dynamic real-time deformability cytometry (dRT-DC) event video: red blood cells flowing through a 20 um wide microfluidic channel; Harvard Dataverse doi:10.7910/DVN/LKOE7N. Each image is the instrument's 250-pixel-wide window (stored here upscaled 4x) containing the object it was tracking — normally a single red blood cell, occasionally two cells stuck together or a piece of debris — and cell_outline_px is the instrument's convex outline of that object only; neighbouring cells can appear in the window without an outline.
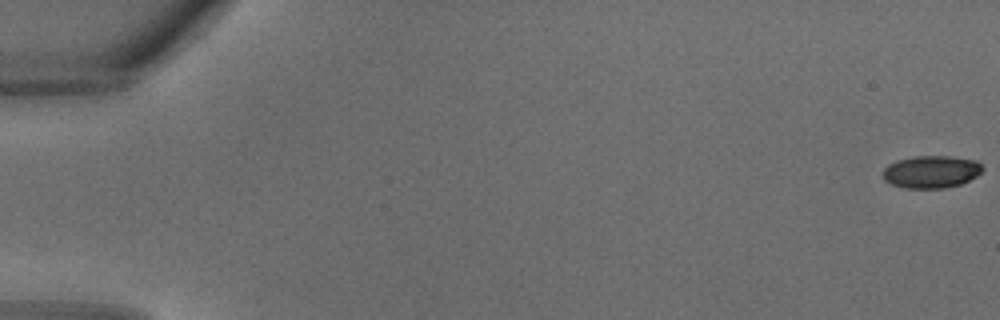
{"species": "common noctule bat (a hibernating species)", "species_latin": "Nyctalus noctula", "temperature_condition": "warm", "stored_images_in_passage": 35, "camera_frame_rate_fps": 3000, "um_per_image_px": 0.085, "animal": {"sex": "male", "body_mass_g": 18.8}, "frame": {"image": 1, "passage_image": 1, "time_ms": 0.0, "image_size_px": [1000, 320], "cell_outline_px": [[984, 168], [976, 176], [960, 184], [944, 188], [904, 188], [892, 184], [884, 180], [880, 176], [884, 168], [888, 164], [896, 160], [912, 156], [948, 156], [976, 160]], "centroid_in_image_um": [79.1, 14.59], "position_along_channel_um": 5.9, "area_um2": 18.96}}
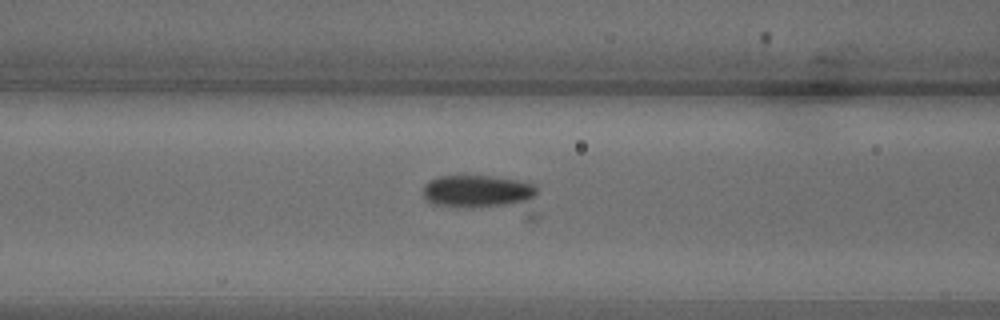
{"frame": {"image": 2, "passage_image": 15, "time_ms": 4.667, "image_size_px": [1000, 320], "cell_outline_px": [[540, 216], [536, 220], [528, 220], [436, 204], [424, 200], [424, 184], [428, 180], [440, 176], [488, 176], [516, 180], [532, 184], [536, 188]], "centroid_in_image_um": [41.22, 16.61], "position_along_channel_um": 125.4, "area_um2": 27.46}}
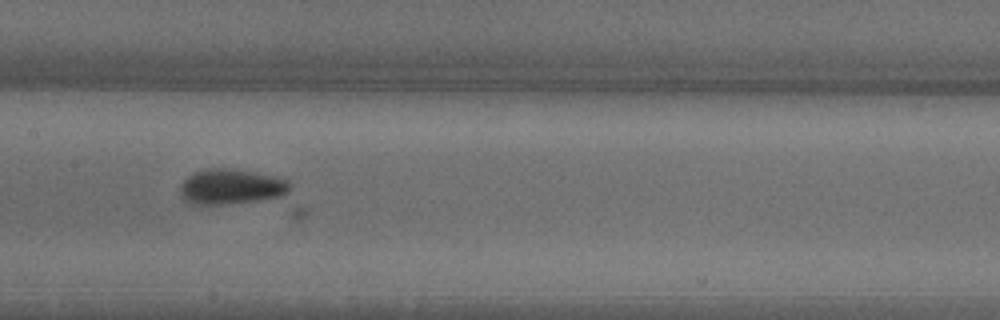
{"frame": {"image": 3, "passage_image": 18, "time_ms": 5.667, "image_size_px": [1000, 320], "cell_outline_px": [[288, 188], [280, 196], [256, 200], [220, 204], [192, 204], [184, 200], [180, 192], [180, 184], [192, 172], [204, 168], [232, 168], [256, 172], [276, 176], [288, 180]], "centroid_in_image_um": [19.56, 15.83], "position_along_channel_um": 187.8, "area_um2": 22.37}}